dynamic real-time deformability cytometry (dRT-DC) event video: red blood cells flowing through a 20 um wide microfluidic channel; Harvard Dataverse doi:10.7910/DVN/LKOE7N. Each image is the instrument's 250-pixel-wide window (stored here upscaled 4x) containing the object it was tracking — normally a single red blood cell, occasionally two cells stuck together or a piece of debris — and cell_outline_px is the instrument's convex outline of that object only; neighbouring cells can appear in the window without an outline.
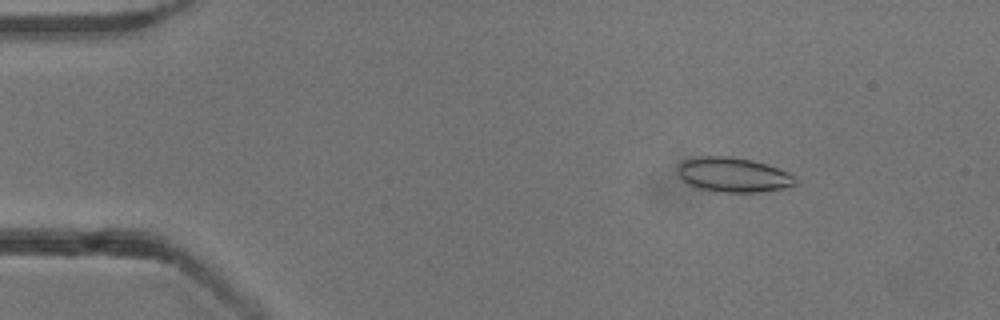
{"species": "common noctule bat (a hibernating species)", "species_latin": "Nyctalus noctula", "temperature_condition": "cold", "stored_images_in_passage": 54, "camera_frame_rate_fps": 3000, "um_per_image_px": 0.085, "animal": {"sex": "male", "body_mass_g": 13.3}, "frame": {"image": 1, "passage_image": 8, "time_ms": 2.333, "image_size_px": [1000, 320], "cell_outline_px": [[796, 184], [792, 188], [764, 192], [724, 192], [700, 188], [688, 184], [676, 172], [680, 164], [684, 160], [700, 156], [728, 156], [752, 160], [788, 172], [796, 180]], "centroid_in_image_um": [62.36, 14.87], "position_along_channel_um": 22.6, "area_um2": 23.7}}
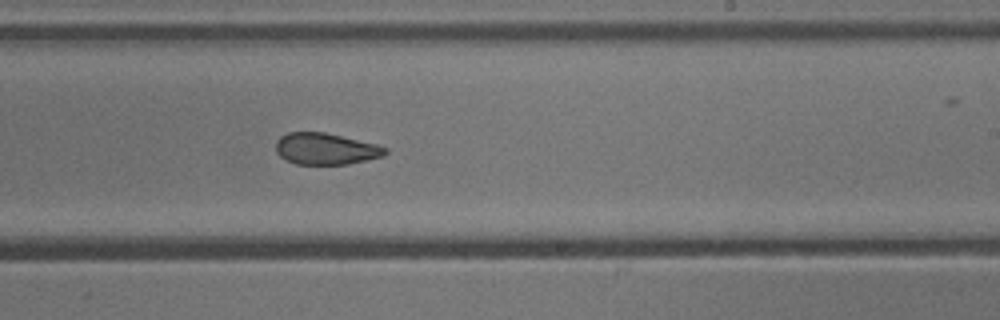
{"frame": {"image": 2, "passage_image": 33, "time_ms": 10.667, "image_size_px": [1000, 320], "cell_outline_px": [[388, 152], [384, 156], [348, 164], [296, 164], [280, 156], [276, 152], [276, 140], [280, 136], [288, 132], [324, 132], [376, 144], [388, 148]], "centroid_in_image_um": [27.69, 12.65], "position_along_channel_um": 261.3, "area_um2": 20.06}}
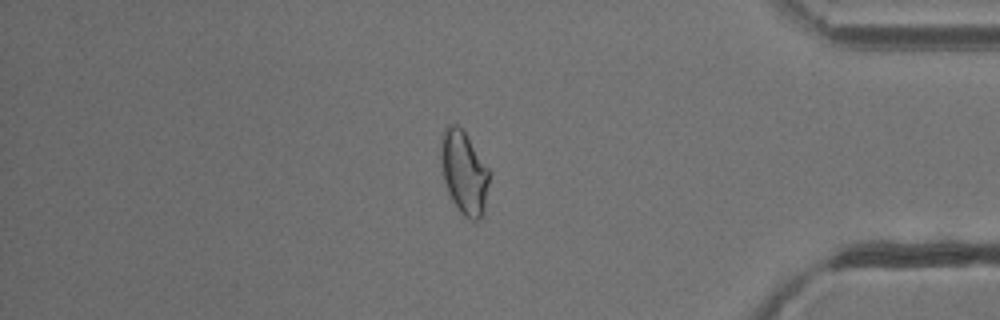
{"frame": {"image": 3, "passage_image": 46, "time_ms": 15.0, "image_size_px": [1000, 320], "cell_outline_px": [[488, 184], [484, 212], [480, 220], [472, 220], [464, 216], [460, 212], [452, 200], [448, 192], [444, 180], [440, 160], [440, 140], [444, 128], [448, 124], [456, 124], [464, 132], [488, 168]], "centroid_in_image_um": [39.41, 14.66], "position_along_channel_um": 395.8, "area_um2": 23.24}, "authors_computed_cell_mechanics": {"area_um2": 22.8021, "velocity_mm_per_s": 3.8194, "shape_relaxation_time_tau1_ms": null, "shape_relaxation_time_tau2_ms": 2.4725, "deformation_change_tau1": null, "deformation_change_tau2": 0.0682}}